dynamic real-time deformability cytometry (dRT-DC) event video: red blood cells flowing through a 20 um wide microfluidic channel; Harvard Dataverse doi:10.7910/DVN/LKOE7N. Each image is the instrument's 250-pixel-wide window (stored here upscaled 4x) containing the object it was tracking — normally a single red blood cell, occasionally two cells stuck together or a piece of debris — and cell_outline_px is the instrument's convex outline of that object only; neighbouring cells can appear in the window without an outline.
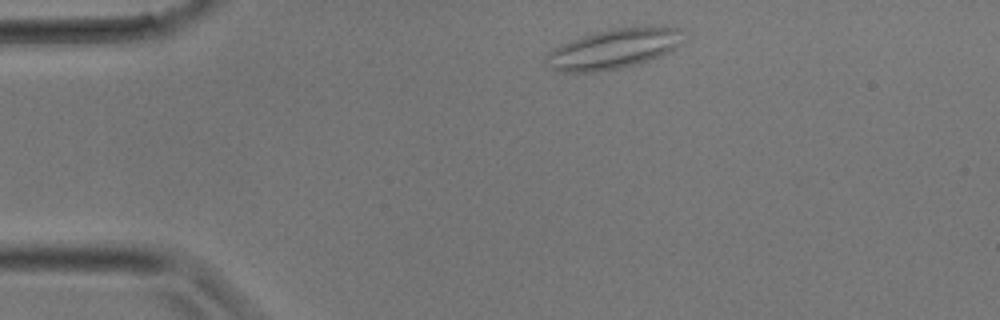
{"species": "common noctule bat (a hibernating species)", "species_latin": "Nyctalus noctula", "temperature_condition": "room temperature", "stored_images_in_passage": 6, "camera_frame_rate_fps": 3000, "um_per_image_px": 0.085, "animal": {"sex": "male", "body_mass_g": 17.9}, "frame": {"image": 1, "passage_image": 2, "time_ms": 0.333, "image_size_px": [1000, 320], "cell_outline_px": [[680, 44], [676, 48], [660, 56], [636, 64], [600, 72], [556, 72], [552, 68], [544, 56], [548, 52], [572, 40], [596, 32], [616, 28], [652, 24], [680, 28]], "centroid_in_image_um": [52.19, 4.14], "position_along_channel_um": 32.8, "area_um2": 31.79}}